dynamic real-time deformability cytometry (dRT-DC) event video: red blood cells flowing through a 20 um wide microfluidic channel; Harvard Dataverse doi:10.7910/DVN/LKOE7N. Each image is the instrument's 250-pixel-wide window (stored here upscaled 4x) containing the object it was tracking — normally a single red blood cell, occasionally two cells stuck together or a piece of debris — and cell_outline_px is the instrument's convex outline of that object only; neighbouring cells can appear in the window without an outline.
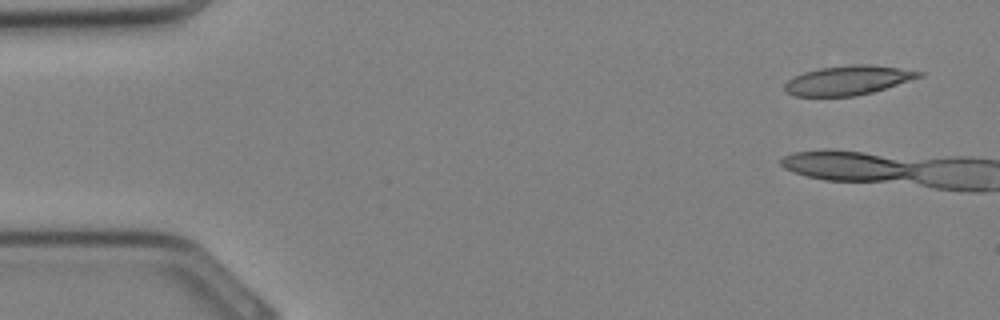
{"species": "Egyptian fruit bat (a non-hibernating species)", "species_latin": "Rousettus aegyptiacus", "temperature_condition": "cold", "stored_images_in_passage": 3, "camera_frame_rate_fps": 3000, "um_per_image_px": 0.085, "animal": {"sex": "female"}, "frame": {"image": 1, "passage_image": 1, "time_ms": 0.0, "image_size_px": [1000, 320], "cell_outline_px": [[924, 76], [872, 92], [856, 96], [792, 96], [784, 92], [784, 84], [788, 80], [804, 72], [820, 68], [852, 64], [868, 64], [924, 72]], "centroid_in_image_um": [72.05, 6.83], "position_along_channel_um": 12.9, "area_um2": 22.83}}